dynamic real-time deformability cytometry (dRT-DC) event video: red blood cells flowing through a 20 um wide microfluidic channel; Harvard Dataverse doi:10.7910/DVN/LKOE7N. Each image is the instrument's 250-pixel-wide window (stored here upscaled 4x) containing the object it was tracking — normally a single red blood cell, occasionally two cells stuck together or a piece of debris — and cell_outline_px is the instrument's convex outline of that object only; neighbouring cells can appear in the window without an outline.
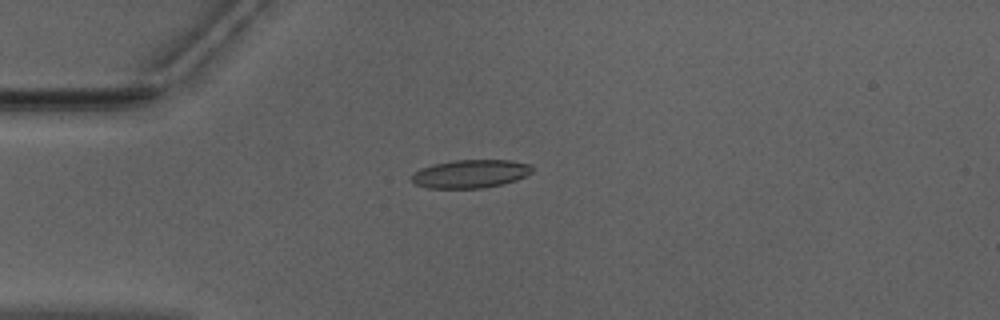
{"species": "Egyptian fruit bat (a non-hibernating species)", "species_latin": "Rousettus aegyptiacus", "temperature_condition": "warm", "stored_images_in_passage": 39, "camera_frame_rate_fps": 3000, "um_per_image_px": 0.085, "animal": {"sex": "male"}, "frame": {"image": 1, "passage_image": 1, "time_ms": 0.0, "image_size_px": [1000, 320], "cell_outline_px": [[532, 172], [516, 180], [504, 184], [480, 188], [428, 188], [416, 184], [412, 180], [412, 172], [420, 168], [432, 164], [452, 160], [508, 160], [532, 164]], "centroid_in_image_um": [39.97, 14.76], "position_along_channel_um": 45.0, "area_um2": 19.94}}
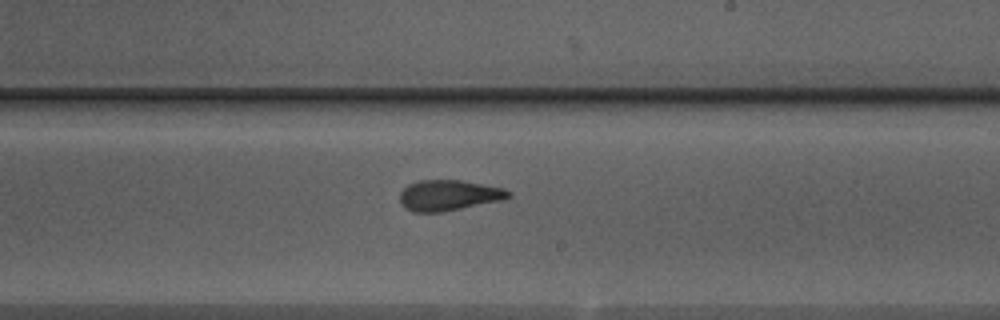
{"frame": {"image": 2, "passage_image": 18, "time_ms": 5.667, "image_size_px": [1000, 320], "cell_outline_px": [[512, 196], [504, 200], [444, 212], [412, 212], [404, 208], [400, 204], [400, 192], [408, 184], [420, 180], [460, 180], [504, 188], [512, 192]], "centroid_in_image_um": [38.15, 16.61], "position_along_channel_um": 250.8, "area_um2": 19.71}}
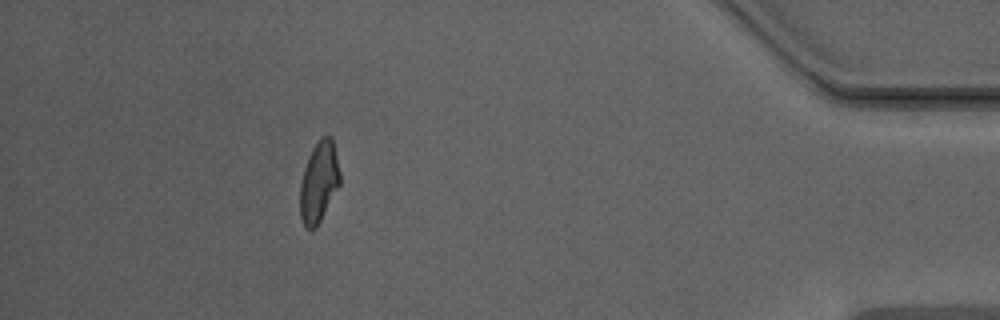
{"frame": {"image": 3, "passage_image": 34, "time_ms": 11.0, "image_size_px": [1000, 320], "cell_outline_px": [[340, 184], [316, 228], [304, 228], [300, 216], [300, 184], [304, 168], [308, 156], [312, 148], [320, 136], [332, 136], [340, 172]], "centroid_in_image_um": [27.1, 15.45], "position_along_channel_um": 408.1, "area_um2": 18.84}, "authors_computed_cell_mechanics": {"area_um2": 19.7098, "velocity_mm_per_s": 3.982, "shape_relaxation_time_tau1_ms": 8.4596, "shape_relaxation_time_tau2_ms": 2.1683, "deformation_change_tau1": 0.204, "deformation_change_tau2": 0.1055}}